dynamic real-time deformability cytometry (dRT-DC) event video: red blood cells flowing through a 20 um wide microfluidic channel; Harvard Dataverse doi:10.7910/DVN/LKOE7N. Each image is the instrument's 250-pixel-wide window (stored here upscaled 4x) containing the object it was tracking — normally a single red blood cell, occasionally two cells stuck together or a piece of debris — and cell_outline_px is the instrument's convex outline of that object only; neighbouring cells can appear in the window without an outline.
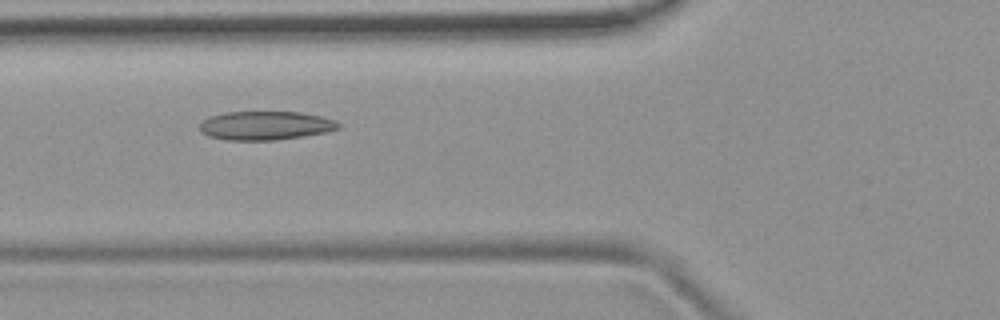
{"species": "common noctule bat (a hibernating species)", "species_latin": "Nyctalus noctula", "temperature_condition": "room temperature", "stored_images_in_passage": 9, "camera_frame_rate_fps": 3000, "um_per_image_px": 0.085, "animal": {"sex": "female", "body_mass_g": 19.9}, "frame": {"image": 1, "passage_image": 4, "time_ms": 1.0, "image_size_px": [1000, 320], "cell_outline_px": [[340, 128], [324, 132], [304, 136], [276, 140], [228, 140], [208, 136], [200, 132], [200, 124], [204, 120], [212, 116], [224, 112], [300, 112], [320, 116], [332, 120], [340, 124]], "centroid_in_image_um": [22.54, 10.68], "position_along_channel_um": 103.3, "area_um2": 23.06}}